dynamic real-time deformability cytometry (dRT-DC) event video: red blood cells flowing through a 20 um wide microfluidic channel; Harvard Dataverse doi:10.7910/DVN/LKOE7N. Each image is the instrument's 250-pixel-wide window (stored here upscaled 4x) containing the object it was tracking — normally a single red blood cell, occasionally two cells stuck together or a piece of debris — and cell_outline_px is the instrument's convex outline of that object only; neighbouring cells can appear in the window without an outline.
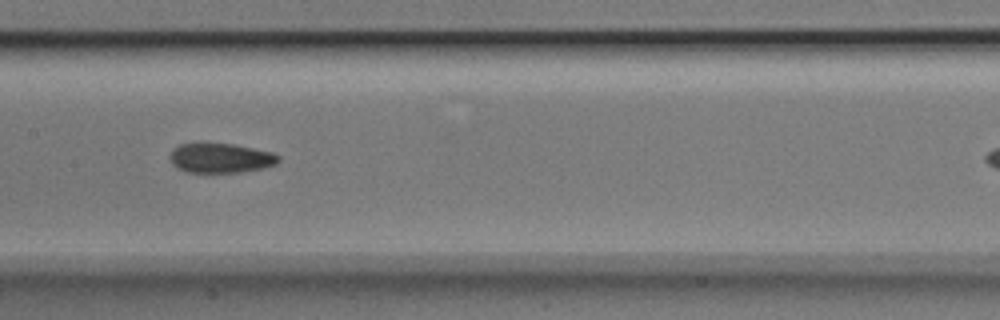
{"species": "Egyptian fruit bat (a non-hibernating species)", "species_latin": "Rousettus aegyptiacus", "temperature_condition": "room temperature", "stored_images_in_passage": 16, "camera_frame_rate_fps": 3000, "um_per_image_px": 0.085, "animal": {"sex": "male"}, "frame": {"image": 1, "passage_image": 12, "time_ms": 3.667, "image_size_px": [1000, 320], "cell_outline_px": [[280, 160], [276, 164], [260, 168], [240, 172], [184, 172], [172, 164], [168, 156], [172, 148], [180, 144], [232, 144], [272, 152], [280, 156]], "centroid_in_image_um": [18.71, 13.44], "position_along_channel_um": 188.7, "area_um2": 18.61}}